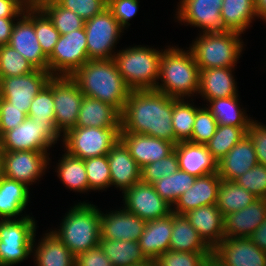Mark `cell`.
Wrapping results in <instances>:
<instances>
[{"instance_id":"obj_1","label":"cell","mask_w":266,"mask_h":266,"mask_svg":"<svg viewBox=\"0 0 266 266\" xmlns=\"http://www.w3.org/2000/svg\"><path fill=\"white\" fill-rule=\"evenodd\" d=\"M121 114V131L144 134L176 144L173 98L156 90H131Z\"/></svg>"},{"instance_id":"obj_2","label":"cell","mask_w":266,"mask_h":266,"mask_svg":"<svg viewBox=\"0 0 266 266\" xmlns=\"http://www.w3.org/2000/svg\"><path fill=\"white\" fill-rule=\"evenodd\" d=\"M84 96L115 107L120 113L131 89L126 85L113 59L88 60L70 76Z\"/></svg>"},{"instance_id":"obj_3","label":"cell","mask_w":266,"mask_h":266,"mask_svg":"<svg viewBox=\"0 0 266 266\" xmlns=\"http://www.w3.org/2000/svg\"><path fill=\"white\" fill-rule=\"evenodd\" d=\"M158 79L162 83H157L155 90L172 98L186 99L194 93L197 95L200 68L190 49L185 51L176 46L164 49L160 58Z\"/></svg>"},{"instance_id":"obj_4","label":"cell","mask_w":266,"mask_h":266,"mask_svg":"<svg viewBox=\"0 0 266 266\" xmlns=\"http://www.w3.org/2000/svg\"><path fill=\"white\" fill-rule=\"evenodd\" d=\"M60 229L52 232L76 257L99 246L101 238L100 210L97 206L79 202L65 214Z\"/></svg>"},{"instance_id":"obj_5","label":"cell","mask_w":266,"mask_h":266,"mask_svg":"<svg viewBox=\"0 0 266 266\" xmlns=\"http://www.w3.org/2000/svg\"><path fill=\"white\" fill-rule=\"evenodd\" d=\"M140 46L119 50L113 60L131 90H155L163 50Z\"/></svg>"},{"instance_id":"obj_6","label":"cell","mask_w":266,"mask_h":266,"mask_svg":"<svg viewBox=\"0 0 266 266\" xmlns=\"http://www.w3.org/2000/svg\"><path fill=\"white\" fill-rule=\"evenodd\" d=\"M239 36L234 31L201 33L189 49L200 69L235 67L244 43Z\"/></svg>"},{"instance_id":"obj_7","label":"cell","mask_w":266,"mask_h":266,"mask_svg":"<svg viewBox=\"0 0 266 266\" xmlns=\"http://www.w3.org/2000/svg\"><path fill=\"white\" fill-rule=\"evenodd\" d=\"M36 222L29 215L0 219V266H12L28 259L36 236Z\"/></svg>"},{"instance_id":"obj_8","label":"cell","mask_w":266,"mask_h":266,"mask_svg":"<svg viewBox=\"0 0 266 266\" xmlns=\"http://www.w3.org/2000/svg\"><path fill=\"white\" fill-rule=\"evenodd\" d=\"M121 127H73L62 135L64 149L83 160L107 155L120 139Z\"/></svg>"},{"instance_id":"obj_9","label":"cell","mask_w":266,"mask_h":266,"mask_svg":"<svg viewBox=\"0 0 266 266\" xmlns=\"http://www.w3.org/2000/svg\"><path fill=\"white\" fill-rule=\"evenodd\" d=\"M61 132L56 125L33 123L27 117L16 128L0 137V151H38L49 154L47 149L56 144Z\"/></svg>"},{"instance_id":"obj_10","label":"cell","mask_w":266,"mask_h":266,"mask_svg":"<svg viewBox=\"0 0 266 266\" xmlns=\"http://www.w3.org/2000/svg\"><path fill=\"white\" fill-rule=\"evenodd\" d=\"M84 29L88 58L90 60L113 59L117 52L112 49L115 48L124 30L119 26L111 11L106 8L93 18L86 20Z\"/></svg>"},{"instance_id":"obj_11","label":"cell","mask_w":266,"mask_h":266,"mask_svg":"<svg viewBox=\"0 0 266 266\" xmlns=\"http://www.w3.org/2000/svg\"><path fill=\"white\" fill-rule=\"evenodd\" d=\"M88 60L86 32L83 27L60 35L48 57V72L52 76H71Z\"/></svg>"},{"instance_id":"obj_12","label":"cell","mask_w":266,"mask_h":266,"mask_svg":"<svg viewBox=\"0 0 266 266\" xmlns=\"http://www.w3.org/2000/svg\"><path fill=\"white\" fill-rule=\"evenodd\" d=\"M3 176L24 183L37 182L49 165V155L38 151H0Z\"/></svg>"},{"instance_id":"obj_13","label":"cell","mask_w":266,"mask_h":266,"mask_svg":"<svg viewBox=\"0 0 266 266\" xmlns=\"http://www.w3.org/2000/svg\"><path fill=\"white\" fill-rule=\"evenodd\" d=\"M84 94L70 76H53L55 124L61 133L76 126Z\"/></svg>"},{"instance_id":"obj_14","label":"cell","mask_w":266,"mask_h":266,"mask_svg":"<svg viewBox=\"0 0 266 266\" xmlns=\"http://www.w3.org/2000/svg\"><path fill=\"white\" fill-rule=\"evenodd\" d=\"M52 75L36 69L21 76L0 78V96L28 115L30 104Z\"/></svg>"},{"instance_id":"obj_15","label":"cell","mask_w":266,"mask_h":266,"mask_svg":"<svg viewBox=\"0 0 266 266\" xmlns=\"http://www.w3.org/2000/svg\"><path fill=\"white\" fill-rule=\"evenodd\" d=\"M123 194L124 209L145 221L165 218L172 213V206L161 198L152 184L140 181Z\"/></svg>"},{"instance_id":"obj_16","label":"cell","mask_w":266,"mask_h":266,"mask_svg":"<svg viewBox=\"0 0 266 266\" xmlns=\"http://www.w3.org/2000/svg\"><path fill=\"white\" fill-rule=\"evenodd\" d=\"M176 19L200 28L203 33L223 32V0H180Z\"/></svg>"},{"instance_id":"obj_17","label":"cell","mask_w":266,"mask_h":266,"mask_svg":"<svg viewBox=\"0 0 266 266\" xmlns=\"http://www.w3.org/2000/svg\"><path fill=\"white\" fill-rule=\"evenodd\" d=\"M122 208L108 214L100 210V239L138 242L147 221Z\"/></svg>"},{"instance_id":"obj_18","label":"cell","mask_w":266,"mask_h":266,"mask_svg":"<svg viewBox=\"0 0 266 266\" xmlns=\"http://www.w3.org/2000/svg\"><path fill=\"white\" fill-rule=\"evenodd\" d=\"M8 45L18 51L35 69L48 71V57L39 44L34 24L24 14L17 18Z\"/></svg>"},{"instance_id":"obj_19","label":"cell","mask_w":266,"mask_h":266,"mask_svg":"<svg viewBox=\"0 0 266 266\" xmlns=\"http://www.w3.org/2000/svg\"><path fill=\"white\" fill-rule=\"evenodd\" d=\"M212 251L226 266H266V253L249 238L223 239Z\"/></svg>"},{"instance_id":"obj_20","label":"cell","mask_w":266,"mask_h":266,"mask_svg":"<svg viewBox=\"0 0 266 266\" xmlns=\"http://www.w3.org/2000/svg\"><path fill=\"white\" fill-rule=\"evenodd\" d=\"M111 186L127 191L141 181V168L131 156L128 147L119 139L107 154Z\"/></svg>"},{"instance_id":"obj_21","label":"cell","mask_w":266,"mask_h":266,"mask_svg":"<svg viewBox=\"0 0 266 266\" xmlns=\"http://www.w3.org/2000/svg\"><path fill=\"white\" fill-rule=\"evenodd\" d=\"M221 178L218 172L197 177L172 207V213L184 215L196 208L214 205L217 202Z\"/></svg>"},{"instance_id":"obj_22","label":"cell","mask_w":266,"mask_h":266,"mask_svg":"<svg viewBox=\"0 0 266 266\" xmlns=\"http://www.w3.org/2000/svg\"><path fill=\"white\" fill-rule=\"evenodd\" d=\"M266 219V199L257 198L247 207L224 216V239L249 238Z\"/></svg>"},{"instance_id":"obj_23","label":"cell","mask_w":266,"mask_h":266,"mask_svg":"<svg viewBox=\"0 0 266 266\" xmlns=\"http://www.w3.org/2000/svg\"><path fill=\"white\" fill-rule=\"evenodd\" d=\"M120 139L128 147L140 168L161 160L174 151L175 144L152 136L120 132Z\"/></svg>"},{"instance_id":"obj_24","label":"cell","mask_w":266,"mask_h":266,"mask_svg":"<svg viewBox=\"0 0 266 266\" xmlns=\"http://www.w3.org/2000/svg\"><path fill=\"white\" fill-rule=\"evenodd\" d=\"M179 169L197 177L218 172V161L206 144L181 141L175 144Z\"/></svg>"},{"instance_id":"obj_25","label":"cell","mask_w":266,"mask_h":266,"mask_svg":"<svg viewBox=\"0 0 266 266\" xmlns=\"http://www.w3.org/2000/svg\"><path fill=\"white\" fill-rule=\"evenodd\" d=\"M258 163L253 143L246 135L218 161V175L221 180L235 181Z\"/></svg>"},{"instance_id":"obj_26","label":"cell","mask_w":266,"mask_h":266,"mask_svg":"<svg viewBox=\"0 0 266 266\" xmlns=\"http://www.w3.org/2000/svg\"><path fill=\"white\" fill-rule=\"evenodd\" d=\"M184 216L212 250L224 239V216L216 204L196 208Z\"/></svg>"},{"instance_id":"obj_27","label":"cell","mask_w":266,"mask_h":266,"mask_svg":"<svg viewBox=\"0 0 266 266\" xmlns=\"http://www.w3.org/2000/svg\"><path fill=\"white\" fill-rule=\"evenodd\" d=\"M232 69L234 67L200 69L198 94L206 101L238 96Z\"/></svg>"},{"instance_id":"obj_28","label":"cell","mask_w":266,"mask_h":266,"mask_svg":"<svg viewBox=\"0 0 266 266\" xmlns=\"http://www.w3.org/2000/svg\"><path fill=\"white\" fill-rule=\"evenodd\" d=\"M75 127H121V114L108 103L84 96Z\"/></svg>"},{"instance_id":"obj_29","label":"cell","mask_w":266,"mask_h":266,"mask_svg":"<svg viewBox=\"0 0 266 266\" xmlns=\"http://www.w3.org/2000/svg\"><path fill=\"white\" fill-rule=\"evenodd\" d=\"M173 229V213L165 218L150 220L146 226L138 244L146 258L156 259L161 253L169 250Z\"/></svg>"},{"instance_id":"obj_30","label":"cell","mask_w":266,"mask_h":266,"mask_svg":"<svg viewBox=\"0 0 266 266\" xmlns=\"http://www.w3.org/2000/svg\"><path fill=\"white\" fill-rule=\"evenodd\" d=\"M41 242L32 245V253L37 266H75V256L68 247L53 233L44 234ZM37 248H36V247ZM35 247V248H34ZM36 258V259H35Z\"/></svg>"},{"instance_id":"obj_31","label":"cell","mask_w":266,"mask_h":266,"mask_svg":"<svg viewBox=\"0 0 266 266\" xmlns=\"http://www.w3.org/2000/svg\"><path fill=\"white\" fill-rule=\"evenodd\" d=\"M29 187L16 180L1 177L0 180V218L17 219L25 210L30 197Z\"/></svg>"},{"instance_id":"obj_32","label":"cell","mask_w":266,"mask_h":266,"mask_svg":"<svg viewBox=\"0 0 266 266\" xmlns=\"http://www.w3.org/2000/svg\"><path fill=\"white\" fill-rule=\"evenodd\" d=\"M169 250L211 253L212 249L199 236L184 215L173 213V229Z\"/></svg>"},{"instance_id":"obj_33","label":"cell","mask_w":266,"mask_h":266,"mask_svg":"<svg viewBox=\"0 0 266 266\" xmlns=\"http://www.w3.org/2000/svg\"><path fill=\"white\" fill-rule=\"evenodd\" d=\"M256 17L254 0H223L221 19L223 32L243 33Z\"/></svg>"},{"instance_id":"obj_34","label":"cell","mask_w":266,"mask_h":266,"mask_svg":"<svg viewBox=\"0 0 266 266\" xmlns=\"http://www.w3.org/2000/svg\"><path fill=\"white\" fill-rule=\"evenodd\" d=\"M238 96L208 100L207 109L214 116L217 125L249 127L253 119L248 118L245 110L239 106ZM243 110V111H242Z\"/></svg>"},{"instance_id":"obj_35","label":"cell","mask_w":266,"mask_h":266,"mask_svg":"<svg viewBox=\"0 0 266 266\" xmlns=\"http://www.w3.org/2000/svg\"><path fill=\"white\" fill-rule=\"evenodd\" d=\"M257 199L236 181L221 180L216 206L223 216L247 207Z\"/></svg>"},{"instance_id":"obj_36","label":"cell","mask_w":266,"mask_h":266,"mask_svg":"<svg viewBox=\"0 0 266 266\" xmlns=\"http://www.w3.org/2000/svg\"><path fill=\"white\" fill-rule=\"evenodd\" d=\"M57 168V175L65 187L77 192H87L90 190L88 185L87 173L84 160L69 153L62 155Z\"/></svg>"},{"instance_id":"obj_37","label":"cell","mask_w":266,"mask_h":266,"mask_svg":"<svg viewBox=\"0 0 266 266\" xmlns=\"http://www.w3.org/2000/svg\"><path fill=\"white\" fill-rule=\"evenodd\" d=\"M99 246L113 266H131L146 258L137 241L100 239Z\"/></svg>"},{"instance_id":"obj_38","label":"cell","mask_w":266,"mask_h":266,"mask_svg":"<svg viewBox=\"0 0 266 266\" xmlns=\"http://www.w3.org/2000/svg\"><path fill=\"white\" fill-rule=\"evenodd\" d=\"M23 14L34 24L35 33L43 53L49 57L59 40L60 33L38 6L26 8Z\"/></svg>"},{"instance_id":"obj_39","label":"cell","mask_w":266,"mask_h":266,"mask_svg":"<svg viewBox=\"0 0 266 266\" xmlns=\"http://www.w3.org/2000/svg\"><path fill=\"white\" fill-rule=\"evenodd\" d=\"M38 7L52 21L60 35H65L84 27L85 20L71 10L62 7L57 1H42Z\"/></svg>"},{"instance_id":"obj_40","label":"cell","mask_w":266,"mask_h":266,"mask_svg":"<svg viewBox=\"0 0 266 266\" xmlns=\"http://www.w3.org/2000/svg\"><path fill=\"white\" fill-rule=\"evenodd\" d=\"M249 127H236L231 125H218L215 134L206 143L213 157L219 161L222 159L242 138L247 135Z\"/></svg>"},{"instance_id":"obj_41","label":"cell","mask_w":266,"mask_h":266,"mask_svg":"<svg viewBox=\"0 0 266 266\" xmlns=\"http://www.w3.org/2000/svg\"><path fill=\"white\" fill-rule=\"evenodd\" d=\"M195 179V176L179 169L176 173L161 178L153 185L161 198L173 207L178 198L192 187Z\"/></svg>"},{"instance_id":"obj_42","label":"cell","mask_w":266,"mask_h":266,"mask_svg":"<svg viewBox=\"0 0 266 266\" xmlns=\"http://www.w3.org/2000/svg\"><path fill=\"white\" fill-rule=\"evenodd\" d=\"M185 99L173 98L172 125L175 141H188L193 133V124L196 119V111L199 109Z\"/></svg>"},{"instance_id":"obj_43","label":"cell","mask_w":266,"mask_h":266,"mask_svg":"<svg viewBox=\"0 0 266 266\" xmlns=\"http://www.w3.org/2000/svg\"><path fill=\"white\" fill-rule=\"evenodd\" d=\"M54 109L52 76L30 104L28 117L35 124L56 125Z\"/></svg>"},{"instance_id":"obj_44","label":"cell","mask_w":266,"mask_h":266,"mask_svg":"<svg viewBox=\"0 0 266 266\" xmlns=\"http://www.w3.org/2000/svg\"><path fill=\"white\" fill-rule=\"evenodd\" d=\"M35 70L31 63L10 45L0 46V78L21 76Z\"/></svg>"},{"instance_id":"obj_45","label":"cell","mask_w":266,"mask_h":266,"mask_svg":"<svg viewBox=\"0 0 266 266\" xmlns=\"http://www.w3.org/2000/svg\"><path fill=\"white\" fill-rule=\"evenodd\" d=\"M90 190H104L111 186L107 155L84 160Z\"/></svg>"},{"instance_id":"obj_46","label":"cell","mask_w":266,"mask_h":266,"mask_svg":"<svg viewBox=\"0 0 266 266\" xmlns=\"http://www.w3.org/2000/svg\"><path fill=\"white\" fill-rule=\"evenodd\" d=\"M179 170L178 158L175 150L162 158L161 160L152 162L141 168V182L146 184H154L163 177L172 175Z\"/></svg>"},{"instance_id":"obj_47","label":"cell","mask_w":266,"mask_h":266,"mask_svg":"<svg viewBox=\"0 0 266 266\" xmlns=\"http://www.w3.org/2000/svg\"><path fill=\"white\" fill-rule=\"evenodd\" d=\"M217 126V121L207 107H199L196 111L193 133L188 141L195 144H206L215 134Z\"/></svg>"},{"instance_id":"obj_48","label":"cell","mask_w":266,"mask_h":266,"mask_svg":"<svg viewBox=\"0 0 266 266\" xmlns=\"http://www.w3.org/2000/svg\"><path fill=\"white\" fill-rule=\"evenodd\" d=\"M241 187L260 199H266V166L256 164L235 180Z\"/></svg>"},{"instance_id":"obj_49","label":"cell","mask_w":266,"mask_h":266,"mask_svg":"<svg viewBox=\"0 0 266 266\" xmlns=\"http://www.w3.org/2000/svg\"><path fill=\"white\" fill-rule=\"evenodd\" d=\"M210 253L185 252L168 250L156 259V266H202L204 259Z\"/></svg>"},{"instance_id":"obj_50","label":"cell","mask_w":266,"mask_h":266,"mask_svg":"<svg viewBox=\"0 0 266 266\" xmlns=\"http://www.w3.org/2000/svg\"><path fill=\"white\" fill-rule=\"evenodd\" d=\"M57 2L85 21L107 8V0H57Z\"/></svg>"},{"instance_id":"obj_51","label":"cell","mask_w":266,"mask_h":266,"mask_svg":"<svg viewBox=\"0 0 266 266\" xmlns=\"http://www.w3.org/2000/svg\"><path fill=\"white\" fill-rule=\"evenodd\" d=\"M138 1L139 0H107V8L111 11L122 29L130 26L128 21L138 12Z\"/></svg>"},{"instance_id":"obj_52","label":"cell","mask_w":266,"mask_h":266,"mask_svg":"<svg viewBox=\"0 0 266 266\" xmlns=\"http://www.w3.org/2000/svg\"><path fill=\"white\" fill-rule=\"evenodd\" d=\"M28 115L7 100L0 98V137L20 125Z\"/></svg>"},{"instance_id":"obj_53","label":"cell","mask_w":266,"mask_h":266,"mask_svg":"<svg viewBox=\"0 0 266 266\" xmlns=\"http://www.w3.org/2000/svg\"><path fill=\"white\" fill-rule=\"evenodd\" d=\"M247 135L253 143L258 162L266 166V126L253 120Z\"/></svg>"},{"instance_id":"obj_54","label":"cell","mask_w":266,"mask_h":266,"mask_svg":"<svg viewBox=\"0 0 266 266\" xmlns=\"http://www.w3.org/2000/svg\"><path fill=\"white\" fill-rule=\"evenodd\" d=\"M75 266H113V264L100 246H97L77 255Z\"/></svg>"},{"instance_id":"obj_55","label":"cell","mask_w":266,"mask_h":266,"mask_svg":"<svg viewBox=\"0 0 266 266\" xmlns=\"http://www.w3.org/2000/svg\"><path fill=\"white\" fill-rule=\"evenodd\" d=\"M25 8L17 0H0V18L20 17Z\"/></svg>"},{"instance_id":"obj_56","label":"cell","mask_w":266,"mask_h":266,"mask_svg":"<svg viewBox=\"0 0 266 266\" xmlns=\"http://www.w3.org/2000/svg\"><path fill=\"white\" fill-rule=\"evenodd\" d=\"M16 18L19 17L0 18V46L9 44Z\"/></svg>"},{"instance_id":"obj_57","label":"cell","mask_w":266,"mask_h":266,"mask_svg":"<svg viewBox=\"0 0 266 266\" xmlns=\"http://www.w3.org/2000/svg\"><path fill=\"white\" fill-rule=\"evenodd\" d=\"M249 239L261 250L266 253V219L265 221L256 229L255 232L251 234Z\"/></svg>"},{"instance_id":"obj_58","label":"cell","mask_w":266,"mask_h":266,"mask_svg":"<svg viewBox=\"0 0 266 266\" xmlns=\"http://www.w3.org/2000/svg\"><path fill=\"white\" fill-rule=\"evenodd\" d=\"M256 18L266 22V0H254Z\"/></svg>"},{"instance_id":"obj_59","label":"cell","mask_w":266,"mask_h":266,"mask_svg":"<svg viewBox=\"0 0 266 266\" xmlns=\"http://www.w3.org/2000/svg\"><path fill=\"white\" fill-rule=\"evenodd\" d=\"M202 266H226L218 256L212 251L204 259Z\"/></svg>"},{"instance_id":"obj_60","label":"cell","mask_w":266,"mask_h":266,"mask_svg":"<svg viewBox=\"0 0 266 266\" xmlns=\"http://www.w3.org/2000/svg\"><path fill=\"white\" fill-rule=\"evenodd\" d=\"M131 266H156L154 258H145L143 261L133 264Z\"/></svg>"},{"instance_id":"obj_61","label":"cell","mask_w":266,"mask_h":266,"mask_svg":"<svg viewBox=\"0 0 266 266\" xmlns=\"http://www.w3.org/2000/svg\"><path fill=\"white\" fill-rule=\"evenodd\" d=\"M25 9L33 7L34 5L29 0H17Z\"/></svg>"},{"instance_id":"obj_62","label":"cell","mask_w":266,"mask_h":266,"mask_svg":"<svg viewBox=\"0 0 266 266\" xmlns=\"http://www.w3.org/2000/svg\"><path fill=\"white\" fill-rule=\"evenodd\" d=\"M34 6H38L42 1L46 0H29Z\"/></svg>"},{"instance_id":"obj_63","label":"cell","mask_w":266,"mask_h":266,"mask_svg":"<svg viewBox=\"0 0 266 266\" xmlns=\"http://www.w3.org/2000/svg\"><path fill=\"white\" fill-rule=\"evenodd\" d=\"M3 176V173H2V164H1V161H0V180H1V177Z\"/></svg>"}]
</instances>
